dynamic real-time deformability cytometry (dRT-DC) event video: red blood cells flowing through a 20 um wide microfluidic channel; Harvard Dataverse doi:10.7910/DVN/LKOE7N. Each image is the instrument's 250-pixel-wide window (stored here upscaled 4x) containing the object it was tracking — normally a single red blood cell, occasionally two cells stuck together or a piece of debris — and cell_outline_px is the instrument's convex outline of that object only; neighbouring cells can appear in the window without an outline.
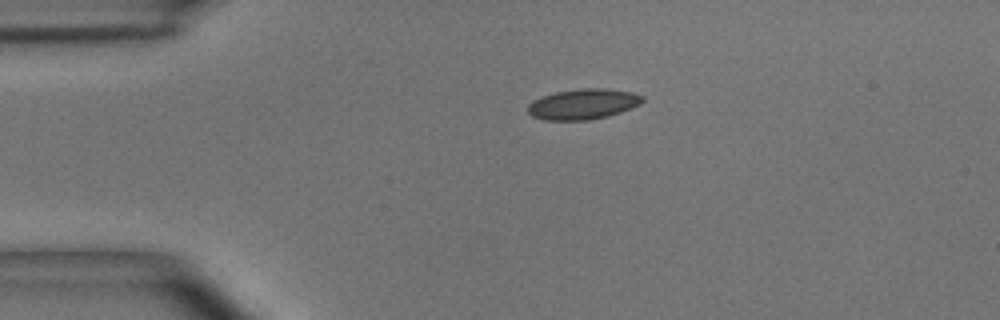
{"species": "common noctule bat (a hibernating species)", "species_latin": "Nyctalus noctula", "temperature_condition": "room temperature", "stored_images_in_passage": 44, "camera_frame_rate_fps": 3000, "um_per_image_px": 0.085, "animal": {"sex": "male", "body_mass_g": 15.6}, "frame": {"image": 1, "passage_image": 1, "time_ms": 0.0, "image_size_px": [1000, 320], "cell_outline_px": [[644, 100], [640, 104], [620, 112], [608, 116], [588, 120], [544, 120], [532, 116], [528, 112], [528, 104], [544, 96], [556, 92], [580, 88], [604, 88], [632, 92], [644, 96]], "centroid_in_image_um": [49.59, 8.85], "position_along_channel_um": 35.4, "area_um2": 20.23}}
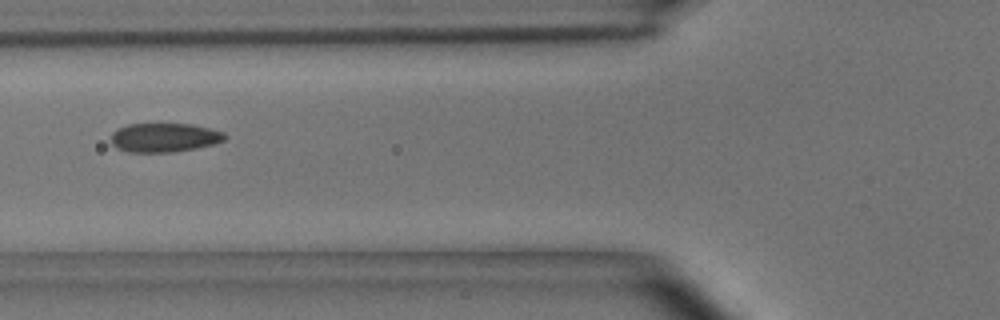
{"frame": {"image": 2, "passage_image": 10, "time_ms": 3.0, "image_size_px": [1000, 320], "cell_outline_px": [[228, 136], [224, 140], [212, 144], [196, 148], [172, 152], [128, 152], [116, 148], [112, 144], [112, 132], [116, 128], [128, 124], [192, 124], [224, 132]], "centroid_in_image_um": [13.94, 11.69], "position_along_channel_um": 111.9, "area_um2": 19.25}}
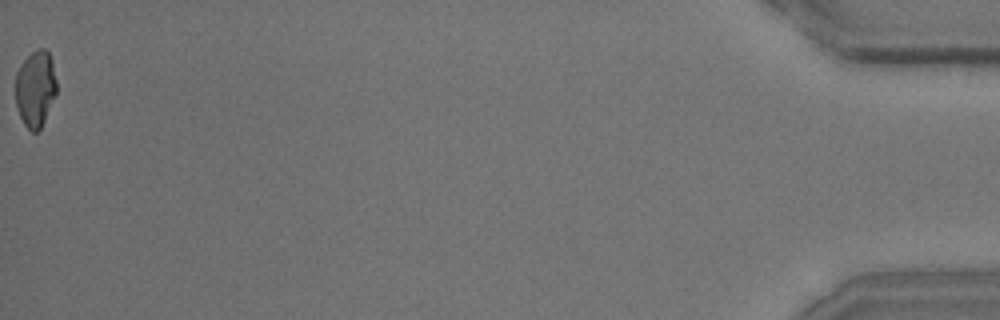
{"frame": {"image": 3, "passage_image": 44, "time_ms": 14.333, "image_size_px": [1000, 320], "cell_outline_px": [[56, 92], [44, 120], [40, 128], [36, 132], [32, 132], [24, 124], [20, 116], [16, 104], [16, 72], [20, 64], [36, 48], [44, 48], [48, 52], [52, 60], [56, 80]], "centroid_in_image_um": [3.0, 7.5], "position_along_channel_um": 432.2, "area_um2": 18.09}, "authors_computed_cell_mechanics": {"area_um2": 19.4786, "velocity_mm_per_s": 3.6753, "shape_relaxation_time_tau1_ms": 4.8369, "shape_relaxation_time_tau2_ms": 1.1696, "deformation_change_tau1": 0.123, "deformation_change_tau2": 0.0578}}